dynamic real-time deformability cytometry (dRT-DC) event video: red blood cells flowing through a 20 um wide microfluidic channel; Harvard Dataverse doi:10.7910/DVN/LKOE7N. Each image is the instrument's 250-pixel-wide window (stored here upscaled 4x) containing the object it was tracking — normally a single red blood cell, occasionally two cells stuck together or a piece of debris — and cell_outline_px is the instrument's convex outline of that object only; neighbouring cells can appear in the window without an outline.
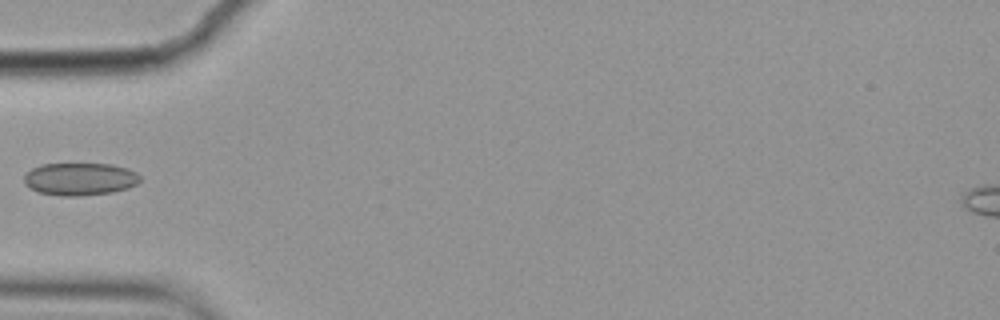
{"species": "common noctule bat (a hibernating species)", "species_latin": "Nyctalus noctula", "temperature_condition": "cold", "stored_images_in_passage": 4, "camera_frame_rate_fps": 3000, "um_per_image_px": 0.085, "animal": {"sex": "female", "body_mass_g": 19.9}, "frame": {"image": 1, "passage_image": 4, "time_ms": 1.0, "image_size_px": [1000, 320], "cell_outline_px": [[140, 180], [136, 184], [128, 188], [112, 192], [80, 196], [60, 196], [36, 192], [24, 184], [24, 176], [32, 168], [40, 164], [112, 164], [128, 168], [136, 172], [140, 176]], "centroid_in_image_um": [6.78, 15.22], "position_along_channel_um": 78.2, "area_um2": 22.2}}